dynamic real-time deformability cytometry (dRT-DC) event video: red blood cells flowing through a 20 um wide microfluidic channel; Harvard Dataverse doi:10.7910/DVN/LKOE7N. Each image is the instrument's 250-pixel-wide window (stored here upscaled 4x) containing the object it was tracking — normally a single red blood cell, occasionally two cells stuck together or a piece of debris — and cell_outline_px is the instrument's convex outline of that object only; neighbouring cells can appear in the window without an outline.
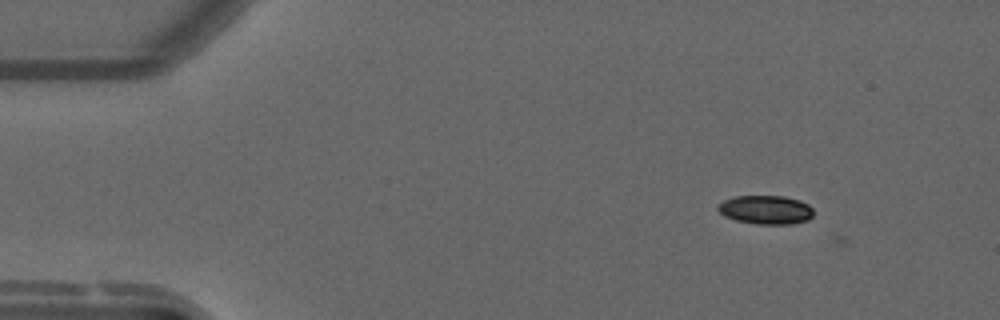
{"species": "common noctule bat (a hibernating species)", "species_latin": "Nyctalus noctula", "temperature_condition": "warm", "stored_images_in_passage": 3, "camera_frame_rate_fps": 3000, "um_per_image_px": 0.085, "animal": {"sex": "male", "forearm_length_mm": 52.5}, "frame": {"image": 1, "passage_image": 1, "time_ms": 0.0, "image_size_px": [1000, 320], "cell_outline_px": [[812, 216], [808, 220], [792, 224], [756, 224], [736, 220], [724, 216], [716, 208], [724, 200], [736, 196], [784, 196], [800, 200], [808, 204], [812, 208]], "centroid_in_image_um": [65.1, 17.83], "position_along_channel_um": 19.9, "area_um2": 16.01}}